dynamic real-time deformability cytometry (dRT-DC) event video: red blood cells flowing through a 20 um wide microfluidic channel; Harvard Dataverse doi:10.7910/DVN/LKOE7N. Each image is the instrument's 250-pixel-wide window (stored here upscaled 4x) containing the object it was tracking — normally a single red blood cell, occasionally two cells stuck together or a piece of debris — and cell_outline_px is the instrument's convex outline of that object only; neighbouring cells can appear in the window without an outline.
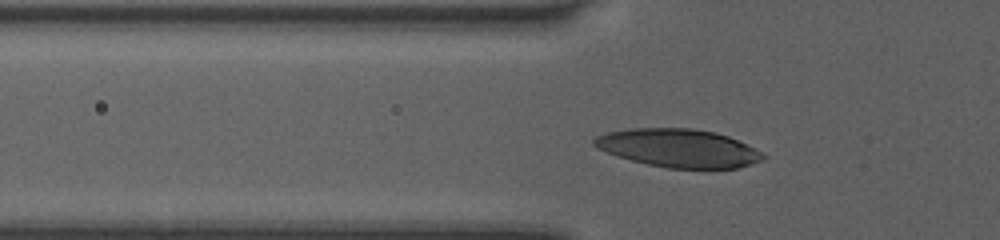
{"species": "human", "species_latin": "Homo sapiens", "temperature_condition": "room temperature", "stored_images_in_passage": 25, "camera_frame_rate_fps": 3000, "um_per_image_px": 0.085, "donor": {"sex": "female"}, "frame": {"image": 1, "passage_image": 4, "time_ms": 1.0, "image_size_px": [1000, 240], "cell_outline_px": [[768, 156], [764, 160], [736, 168], [668, 168], [648, 164], [616, 156], [596, 148], [592, 144], [592, 140], [596, 136], [608, 132], [632, 128], [692, 128], [716, 132], [728, 136]], "centroid_in_image_um": [57.63, 12.58], "position_along_channel_um": 68.2, "area_um2": 37.45}}
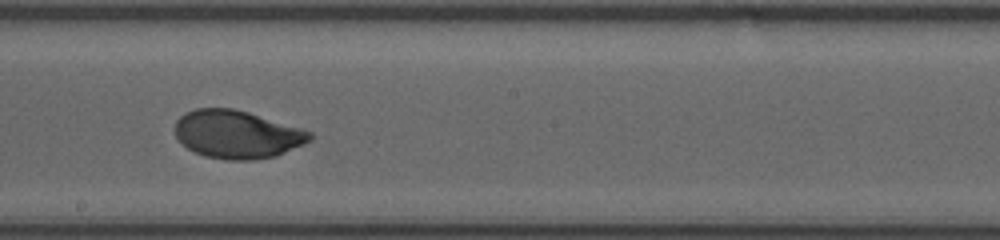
{"frame": {"image": 2, "passage_image": 15, "time_ms": 4.667, "image_size_px": [1000, 240], "cell_outline_px": [[312, 140], [304, 144], [276, 156], [256, 160], [224, 160], [204, 156], [188, 148], [176, 136], [176, 120], [184, 112], [196, 108], [232, 108], [248, 112], [300, 128], [312, 132]], "centroid_in_image_um": [20.15, 11.42], "position_along_channel_um": 228.0, "area_um2": 37.69}}
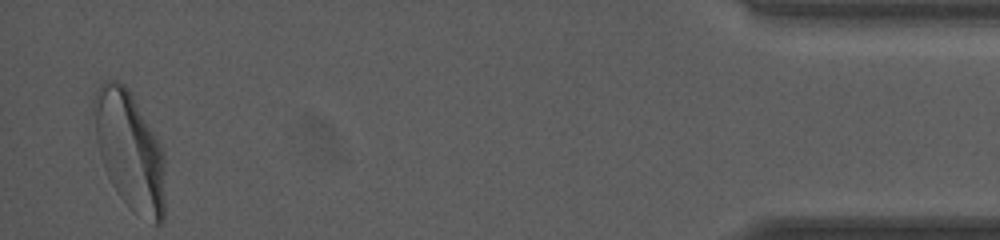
{"frame": {"image": 3, "passage_image": 25, "time_ms": 8.0, "image_size_px": [1000, 240], "cell_outline_px": [[164, 220], [160, 224], [152, 224], [132, 208], [120, 196], [112, 184], [104, 168], [96, 136], [92, 108], [92, 100], [100, 80], [116, 80], [124, 84], [128, 88], [160, 144], [164, 152]], "centroid_in_image_um": [11.01, 12.76], "position_along_channel_um": 424.2, "area_um2": 48.78}, "authors_computed_cell_mechanics": {"area_um2": 38.148, "velocity_mm_per_s": 4.0945, "shape_relaxation_time_tau1_ms": 3.5758, "shape_relaxation_time_tau2_ms": null, "deformation_change_tau1": 0.1898, "deformation_change_tau2": null}}